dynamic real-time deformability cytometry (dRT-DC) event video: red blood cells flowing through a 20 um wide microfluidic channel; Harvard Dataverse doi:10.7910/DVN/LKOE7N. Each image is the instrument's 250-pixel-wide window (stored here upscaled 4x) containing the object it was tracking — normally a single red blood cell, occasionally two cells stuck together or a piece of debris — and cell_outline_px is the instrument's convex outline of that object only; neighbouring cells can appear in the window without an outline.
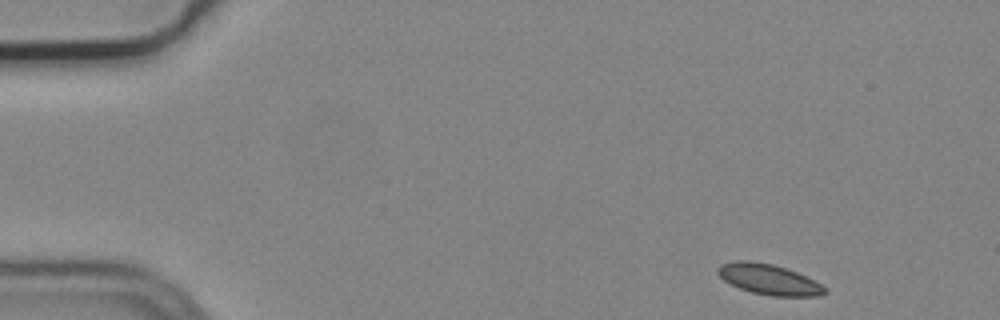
{"species": "common noctule bat (a hibernating species)", "species_latin": "Nyctalus noctula", "temperature_condition": "cold", "stored_images_in_passage": 5, "segment_of_instrument_passage": [2, 2], "camera_frame_rate_fps": 3000, "um_per_image_px": 0.085, "animal": {"sex": "male", "body_mass_g": 19.2, "forearm_length_mm": 51.8}, "frame": {"image": 1, "passage_image": 5, "time_ms": 1.333, "image_size_px": [1000, 320], "cell_outline_px": [[828, 292], [820, 296], [772, 296], [752, 292], [740, 288], [724, 280], [716, 272], [716, 268], [720, 264], [736, 260], [752, 260], [772, 264], [796, 272], [816, 280], [828, 288]], "centroid_in_image_um": [65.38, 23.74], "position_along_channel_um": 19.6, "area_um2": 19.19}}